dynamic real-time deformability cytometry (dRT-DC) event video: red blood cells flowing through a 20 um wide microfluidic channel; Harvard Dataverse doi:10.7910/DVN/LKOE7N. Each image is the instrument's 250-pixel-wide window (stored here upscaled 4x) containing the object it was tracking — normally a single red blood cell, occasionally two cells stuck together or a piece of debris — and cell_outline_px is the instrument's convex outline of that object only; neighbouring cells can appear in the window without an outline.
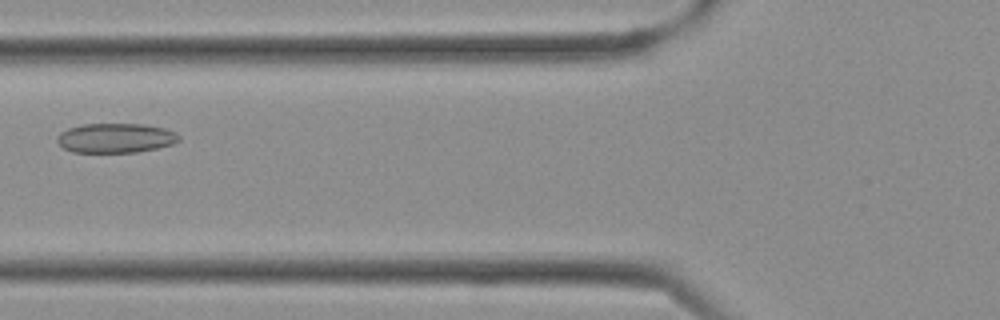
{"species": "Egyptian fruit bat (a non-hibernating species)", "species_latin": "Rousettus aegyptiacus", "temperature_condition": "cold", "stored_images_in_passage": 34, "camera_frame_rate_fps": 3000, "um_per_image_px": 0.085, "frame": {"image": 1, "passage_image": 11, "time_ms": 3.333, "image_size_px": [1000, 320], "cell_outline_px": [[180, 140], [172, 144], [156, 148], [136, 152], [72, 152], [64, 148], [56, 140], [56, 136], [60, 132], [68, 128], [84, 124], [144, 124], [164, 128], [176, 132], [180, 136]], "centroid_in_image_um": [9.82, 11.73], "position_along_channel_um": 116.0, "area_um2": 20.98}}
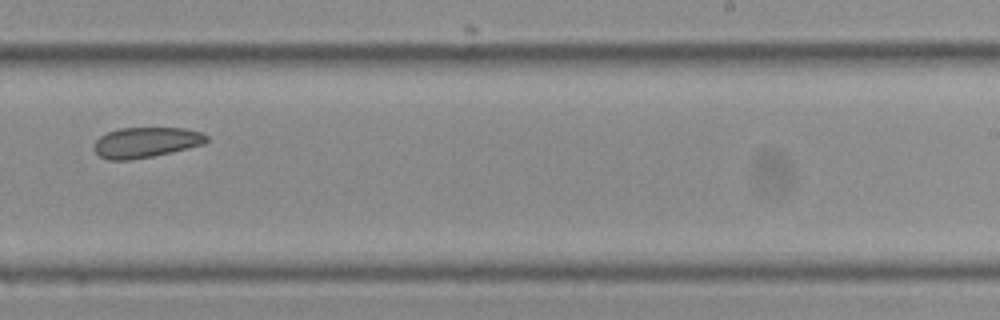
{"frame": {"image": 2, "passage_image": 20, "time_ms": 6.333, "image_size_px": [1000, 320], "cell_outline_px": [[208, 140], [204, 144], [172, 152], [152, 156], [128, 160], [108, 160], [100, 156], [92, 148], [96, 140], [100, 136], [108, 132], [120, 128], [184, 128], [200, 132], [208, 136]], "centroid_in_image_um": [12.39, 12.1], "position_along_channel_um": 276.6, "area_um2": 19.88}}
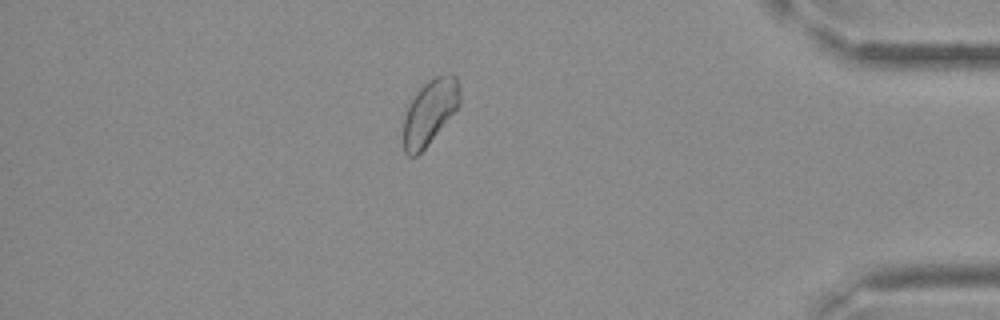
{"frame": {"image": 3, "passage_image": 29, "time_ms": 9.333, "image_size_px": [1000, 320], "cell_outline_px": [[460, 104], [428, 144], [416, 156], [408, 156], [404, 152], [404, 116], [408, 104], [416, 92], [428, 80], [436, 76], [448, 72], [452, 72], [456, 76], [460, 84]], "centroid_in_image_um": [36.55, 9.46], "position_along_channel_um": 398.7, "area_um2": 21.39}}